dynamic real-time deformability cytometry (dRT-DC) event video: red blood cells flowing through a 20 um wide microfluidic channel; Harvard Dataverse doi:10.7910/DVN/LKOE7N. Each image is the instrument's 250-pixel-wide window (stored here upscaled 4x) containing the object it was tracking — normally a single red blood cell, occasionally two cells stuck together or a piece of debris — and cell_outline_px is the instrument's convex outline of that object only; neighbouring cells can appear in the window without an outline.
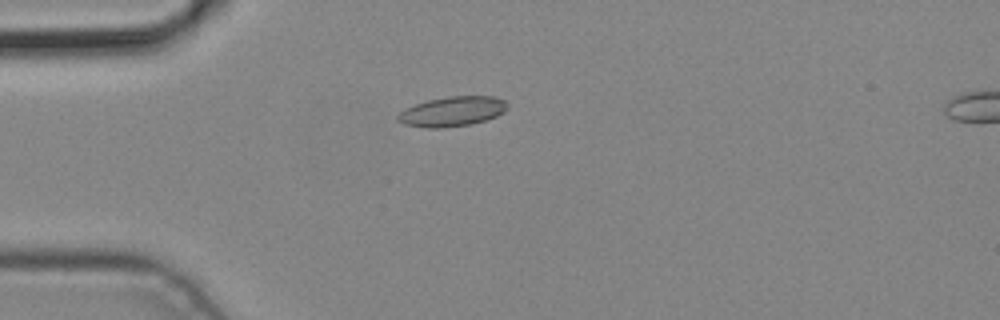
{"species": "common noctule bat (a hibernating species)", "species_latin": "Nyctalus noctula", "temperature_condition": "cold", "stored_images_in_passage": 4, "camera_frame_rate_fps": 3000, "um_per_image_px": 0.085, "animal": {"sex": "male", "body_mass_g": 19.2, "forearm_length_mm": 51.8}, "frame": {"image": 1, "passage_image": 3, "time_ms": 0.667, "image_size_px": [1000, 320], "cell_outline_px": [[508, 108], [504, 112], [496, 116], [472, 124], [440, 128], [424, 128], [404, 124], [396, 120], [396, 116], [404, 108], [428, 100], [452, 96], [492, 96], [504, 100], [508, 104]], "centroid_in_image_um": [38.42, 9.48], "position_along_channel_um": 46.6, "area_um2": 19.07}}